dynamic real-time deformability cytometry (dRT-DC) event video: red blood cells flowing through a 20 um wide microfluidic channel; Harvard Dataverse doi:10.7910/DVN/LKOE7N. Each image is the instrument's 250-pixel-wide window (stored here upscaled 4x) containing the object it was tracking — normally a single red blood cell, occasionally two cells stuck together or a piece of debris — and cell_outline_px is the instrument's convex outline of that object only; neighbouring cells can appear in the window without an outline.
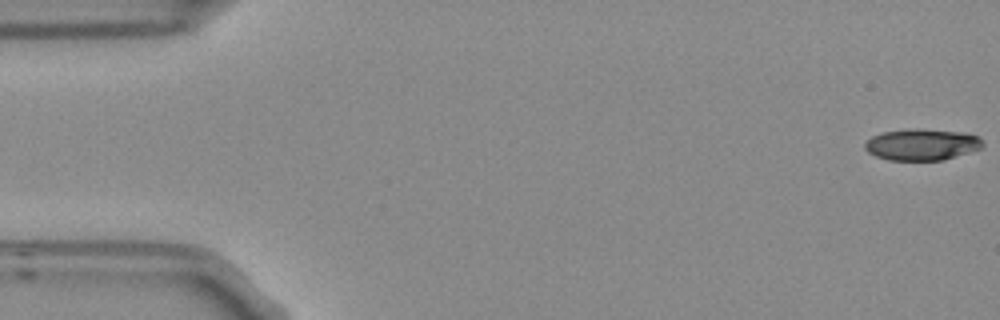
{"species": "Egyptian fruit bat (a non-hibernating species)", "species_latin": "Rousettus aegyptiacus", "temperature_condition": "room temperature", "stored_images_in_passage": 5, "camera_frame_rate_fps": 3000, "um_per_image_px": 0.085, "frame": {"image": 1, "passage_image": 1, "time_ms": 0.0, "image_size_px": [1000, 320], "cell_outline_px": [[984, 144], [980, 148], [944, 160], [888, 160], [876, 156], [868, 152], [864, 148], [864, 144], [872, 136], [884, 132], [908, 128], [924, 128], [968, 132], [980, 136]], "centroid_in_image_um": [78.38, 12.26], "position_along_channel_um": 6.6, "area_um2": 21.91}}
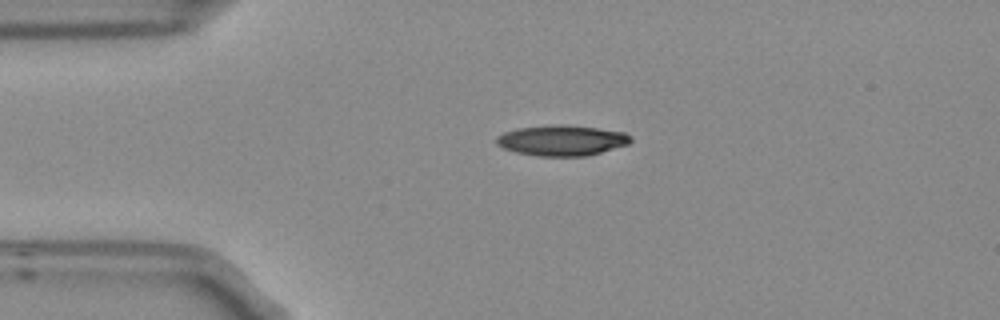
{"frame": {"image": 2, "passage_image": 4, "time_ms": 1.0, "image_size_px": [1000, 320], "cell_outline_px": [[632, 140], [628, 144], [600, 152], [584, 156], [536, 156], [516, 152], [504, 148], [496, 144], [496, 136], [504, 132], [516, 128], [556, 124], [564, 124], [596, 128], [624, 132], [632, 136]], "centroid_in_image_um": [47.73, 11.93], "position_along_channel_um": 37.3, "area_um2": 23.87}}